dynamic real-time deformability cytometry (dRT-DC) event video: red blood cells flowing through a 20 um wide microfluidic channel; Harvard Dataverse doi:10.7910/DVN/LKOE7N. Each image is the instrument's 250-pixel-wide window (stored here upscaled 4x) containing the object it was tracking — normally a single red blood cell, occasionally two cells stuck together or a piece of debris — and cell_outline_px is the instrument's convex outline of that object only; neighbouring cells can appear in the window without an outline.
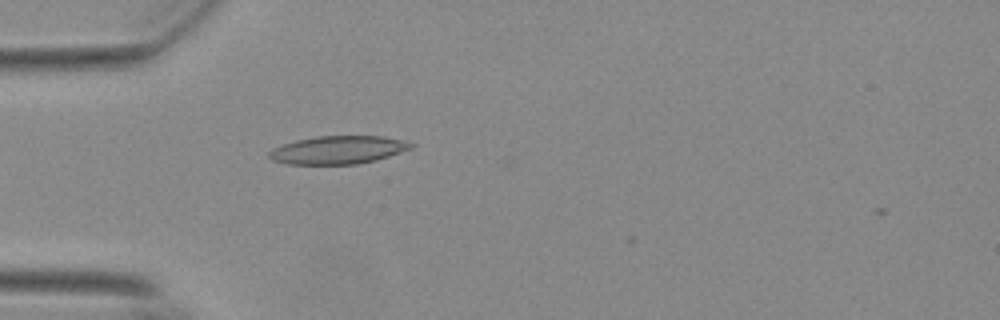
{"species": "Egyptian fruit bat (a non-hibernating species)", "species_latin": "Rousettus aegyptiacus", "temperature_condition": "warm", "stored_images_in_passage": 43, "camera_frame_rate_fps": 3000, "um_per_image_px": 0.085, "animal": {"sex": "female"}, "frame": {"image": 1, "passage_image": 5, "time_ms": 1.333, "image_size_px": [1000, 320], "cell_outline_px": [[416, 144], [412, 148], [376, 160], [356, 164], [288, 164], [272, 160], [268, 156], [268, 152], [272, 148], [296, 140], [316, 136], [380, 136], [400, 140]], "centroid_in_image_um": [28.7, 12.74], "position_along_channel_um": 56.3, "area_um2": 23.06}}
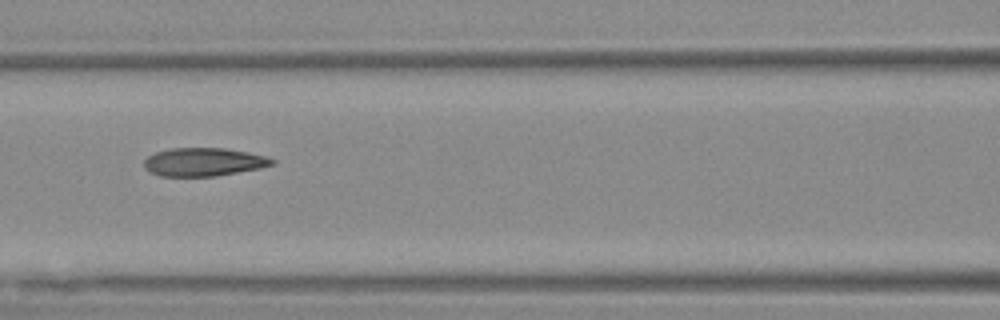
{"frame": {"image": 2, "passage_image": 13, "time_ms": 4.0, "image_size_px": [1000, 320], "cell_outline_px": [[276, 164], [260, 168], [216, 176], [160, 176], [148, 172], [144, 168], [144, 160], [148, 156], [156, 152], [172, 148], [224, 148], [248, 152], [268, 156], [276, 160]], "centroid_in_image_um": [17.33, 13.77], "position_along_channel_um": 149.3, "area_um2": 21.27}}
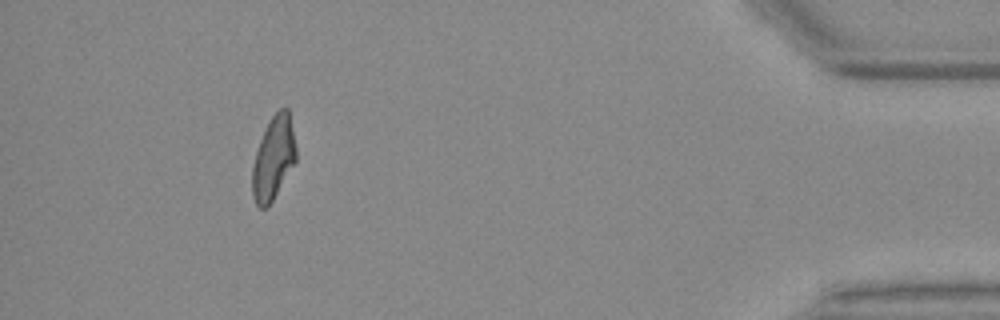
{"frame": {"image": 3, "passage_image": 39, "time_ms": 12.667, "image_size_px": [1000, 320], "cell_outline_px": [[296, 160], [272, 200], [264, 208], [260, 208], [256, 204], [252, 196], [252, 168], [256, 152], [260, 140], [272, 116], [280, 108], [288, 108], [296, 148]], "centroid_in_image_um": [23.23, 13.44], "position_along_channel_um": 412.0, "area_um2": 20.69}, "authors_computed_cell_mechanics": {"area_um2": 21.7328, "velocity_mm_per_s": 3.7246, "shape_relaxation_time_tau1_ms": 7.2713, "shape_relaxation_time_tau2_ms": 2.2802, "deformation_change_tau1": 0.2098, "deformation_change_tau2": 0.1058}}